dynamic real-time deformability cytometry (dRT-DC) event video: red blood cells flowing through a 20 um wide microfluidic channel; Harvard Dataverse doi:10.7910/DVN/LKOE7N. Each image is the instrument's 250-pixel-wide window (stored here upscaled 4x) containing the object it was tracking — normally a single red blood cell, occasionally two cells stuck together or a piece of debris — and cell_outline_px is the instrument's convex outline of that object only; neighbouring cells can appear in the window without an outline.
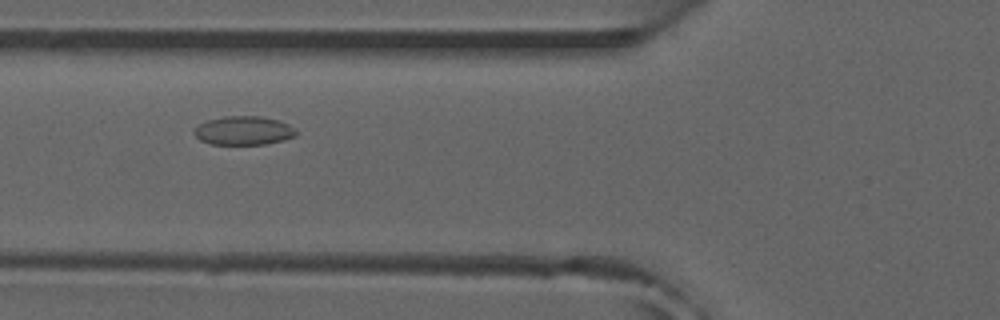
{"species": "common noctule bat (a hibernating species)", "species_latin": "Nyctalus noctula", "temperature_condition": "room temperature", "stored_images_in_passage": 8, "camera_frame_rate_fps": 3000, "um_per_image_px": 0.085, "animal": {"sex": "male", "forearm_length_mm": 52.5}, "frame": {"image": 1, "passage_image": 5, "time_ms": 1.333, "image_size_px": [1000, 320], "cell_outline_px": [[296, 136], [284, 140], [264, 144], [212, 144], [200, 140], [192, 132], [200, 124], [208, 120], [224, 116], [260, 116], [276, 120], [288, 124], [296, 132]], "centroid_in_image_um": [20.69, 11.1], "position_along_channel_um": 105.1, "area_um2": 16.88}}
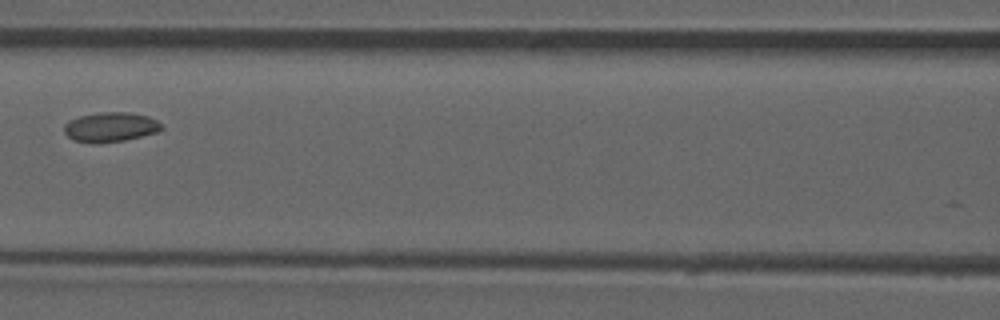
{"frame": {"image": 2, "passage_image": 6, "time_ms": 1.667, "image_size_px": [1000, 320], "cell_outline_px": [[164, 128], [156, 132], [124, 140], [96, 144], [72, 140], [64, 132], [64, 124], [68, 120], [80, 116], [96, 112], [132, 112], [148, 116], [156, 120]], "centroid_in_image_um": [9.35, 10.79], "position_along_channel_um": 157.3, "area_um2": 16.94}}